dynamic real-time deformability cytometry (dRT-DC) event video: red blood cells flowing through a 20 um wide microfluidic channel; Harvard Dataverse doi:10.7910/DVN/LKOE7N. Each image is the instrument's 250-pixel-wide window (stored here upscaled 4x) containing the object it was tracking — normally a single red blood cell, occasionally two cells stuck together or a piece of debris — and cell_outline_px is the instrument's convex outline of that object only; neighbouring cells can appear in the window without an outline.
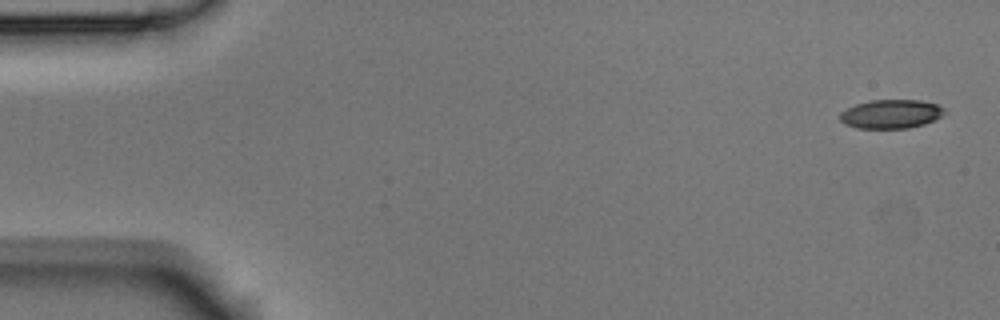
{"species": "Egyptian fruit bat (a non-hibernating species)", "species_latin": "Rousettus aegyptiacus", "temperature_condition": "room temperature", "stored_images_in_passage": 5, "camera_frame_rate_fps": 3000, "um_per_image_px": 0.085, "animal": {"sex": "male"}, "frame": {"image": 1, "passage_image": 1, "time_ms": 0.0, "image_size_px": [1000, 320], "cell_outline_px": [[948, 112], [924, 124], [908, 128], [856, 128], [844, 124], [840, 120], [840, 112], [856, 104], [872, 100], [920, 100], [936, 104], [944, 108]], "centroid_in_image_um": [75.73, 9.69], "position_along_channel_um": 9.3, "area_um2": 17.51}}
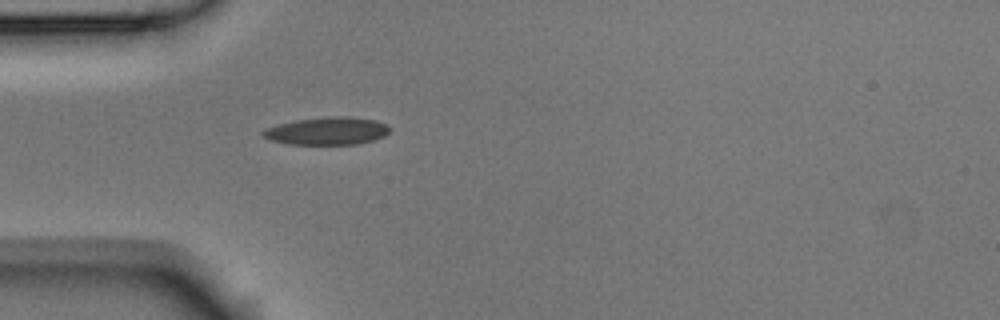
{"frame": {"image": 2, "passage_image": 5, "time_ms": 1.333, "image_size_px": [1000, 320], "cell_outline_px": [[392, 128], [384, 136], [360, 144], [288, 144], [272, 140], [264, 136], [260, 132], [264, 128], [296, 120], [332, 116], [348, 116], [376, 120]], "centroid_in_image_um": [27.82, 11.13], "position_along_channel_um": 57.2, "area_um2": 20.35}}